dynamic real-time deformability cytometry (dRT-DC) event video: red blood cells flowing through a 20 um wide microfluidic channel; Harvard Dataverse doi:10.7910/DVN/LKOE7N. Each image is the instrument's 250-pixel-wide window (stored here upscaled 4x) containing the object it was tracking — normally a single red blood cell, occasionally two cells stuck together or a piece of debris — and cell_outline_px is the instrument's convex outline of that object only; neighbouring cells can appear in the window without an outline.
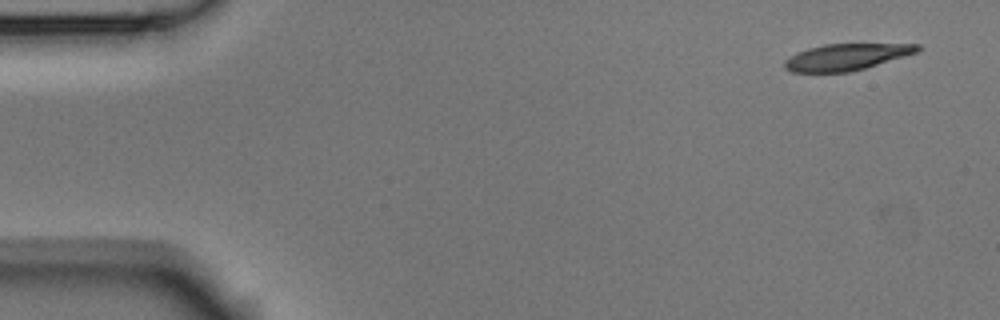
{"species": "Egyptian fruit bat (a non-hibernating species)", "species_latin": "Rousettus aegyptiacus", "temperature_condition": "room temperature", "stored_images_in_passage": 5, "camera_frame_rate_fps": 3000, "um_per_image_px": 0.085, "animal": {"sex": "male"}, "frame": {"image": 1, "passage_image": 1, "time_ms": 0.0, "image_size_px": [1000, 320], "cell_outline_px": [[920, 48], [916, 52], [864, 68], [848, 72], [792, 72], [784, 68], [784, 60], [796, 52], [808, 48], [824, 44], [920, 44]], "centroid_in_image_um": [71.86, 4.84], "position_along_channel_um": 13.1, "area_um2": 20.23}}
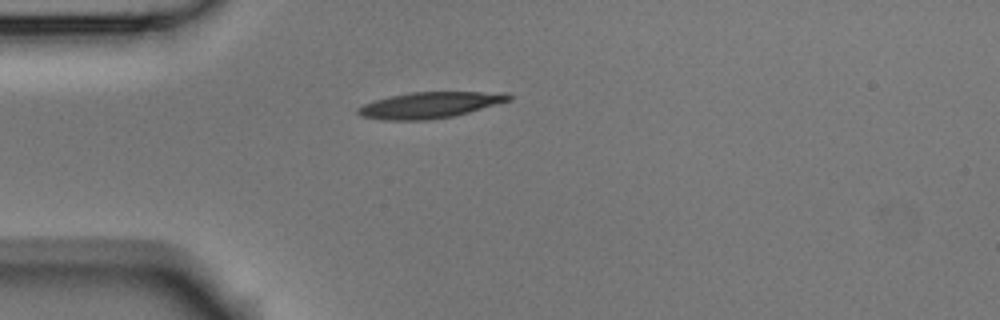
{"frame": {"image": 2, "passage_image": 4, "time_ms": 1.0, "image_size_px": [1000, 320], "cell_outline_px": [[512, 100], [468, 112], [452, 116], [428, 120], [380, 120], [360, 116], [356, 112], [356, 108], [364, 104], [388, 96], [408, 92], [504, 92], [512, 96]], "centroid_in_image_um": [36.5, 8.93], "position_along_channel_um": 48.5, "area_um2": 23.0}}